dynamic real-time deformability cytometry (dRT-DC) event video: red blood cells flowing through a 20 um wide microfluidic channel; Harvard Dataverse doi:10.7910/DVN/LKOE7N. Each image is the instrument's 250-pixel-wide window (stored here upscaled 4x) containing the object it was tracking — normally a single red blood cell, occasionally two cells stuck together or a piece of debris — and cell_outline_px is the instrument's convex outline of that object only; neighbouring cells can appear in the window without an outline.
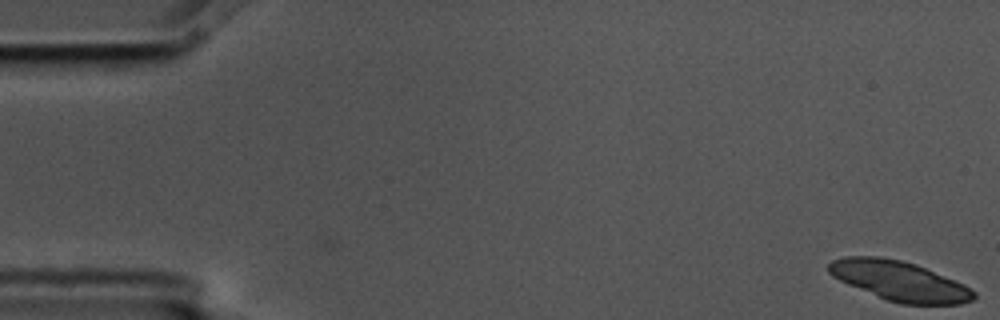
{"species": "common noctule bat (a hibernating species)", "species_latin": "Nyctalus noctula", "temperature_condition": "cold", "stored_images_in_passage": 6, "camera_frame_rate_fps": 3000, "um_per_image_px": 0.085, "animal": {"sex": "male", "body_mass_g": 17.5, "forearm_length_mm": 52.3}, "frame": {"image": 1, "passage_image": 1, "time_ms": 0.0, "image_size_px": [1000, 320], "cell_outline_px": [[976, 296], [972, 300], [960, 304], [900, 304], [888, 300], [848, 284], [832, 276], [828, 272], [828, 264], [832, 260], [844, 256], [880, 256], [900, 260], [916, 264], [964, 284], [976, 292]], "centroid_in_image_um": [76.45, 23.87], "position_along_channel_um": 8.5, "area_um2": 33.35}}